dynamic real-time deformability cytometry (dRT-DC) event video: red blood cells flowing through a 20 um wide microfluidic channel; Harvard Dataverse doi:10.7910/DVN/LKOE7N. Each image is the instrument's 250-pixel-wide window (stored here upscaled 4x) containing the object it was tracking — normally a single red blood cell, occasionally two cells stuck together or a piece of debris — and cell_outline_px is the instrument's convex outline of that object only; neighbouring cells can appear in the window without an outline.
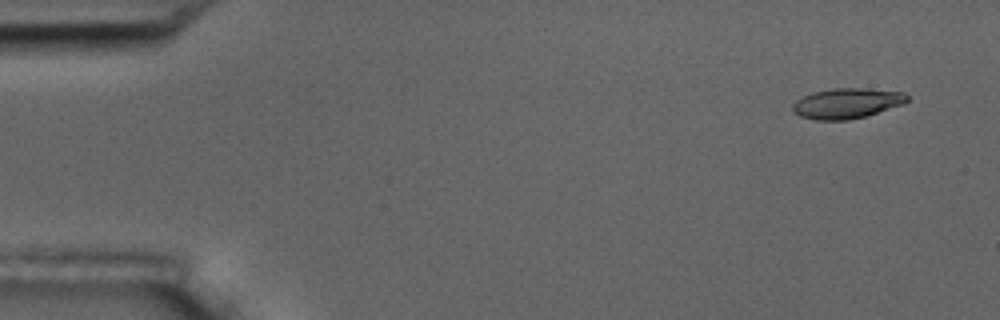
{"species": "common noctule bat (a hibernating species)", "species_latin": "Nyctalus noctula", "temperature_condition": "room temperature", "stored_images_in_passage": 4, "camera_frame_rate_fps": 3000, "um_per_image_px": 0.085, "animal": {"sex": "male", "body_mass_g": 17.5, "forearm_length_mm": 52.3}, "frame": {"image": 1, "passage_image": 1, "time_ms": 0.0, "image_size_px": [1000, 320], "cell_outline_px": [[908, 100], [904, 104], [864, 116], [848, 120], [812, 120], [800, 116], [792, 112], [792, 104], [796, 100], [812, 92], [836, 88], [860, 88], [904, 92], [908, 96]], "centroid_in_image_um": [71.95, 8.79], "position_along_channel_um": 13.1, "area_um2": 20.17}}
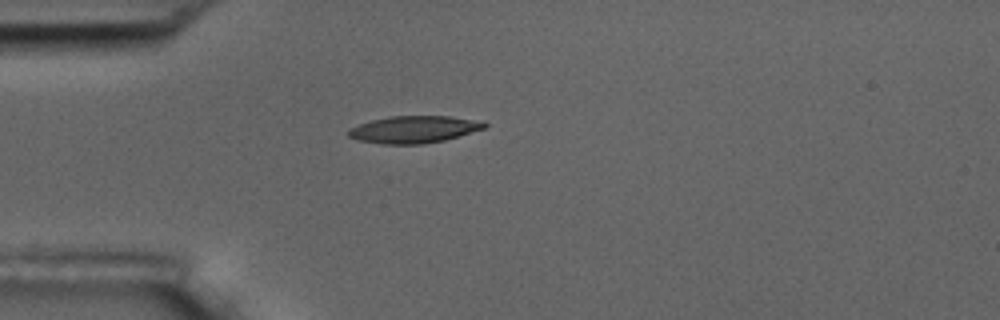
{"frame": {"image": 2, "passage_image": 4, "time_ms": 4.0, "image_size_px": [1000, 320], "cell_outline_px": [[488, 124], [484, 128], [444, 140], [424, 144], [380, 144], [360, 140], [348, 136], [348, 132], [352, 128], [360, 124], [372, 120], [388, 116], [448, 116], [484, 120]], "centroid_in_image_um": [35.23, 10.99], "position_along_channel_um": 49.8, "area_um2": 21.39}}